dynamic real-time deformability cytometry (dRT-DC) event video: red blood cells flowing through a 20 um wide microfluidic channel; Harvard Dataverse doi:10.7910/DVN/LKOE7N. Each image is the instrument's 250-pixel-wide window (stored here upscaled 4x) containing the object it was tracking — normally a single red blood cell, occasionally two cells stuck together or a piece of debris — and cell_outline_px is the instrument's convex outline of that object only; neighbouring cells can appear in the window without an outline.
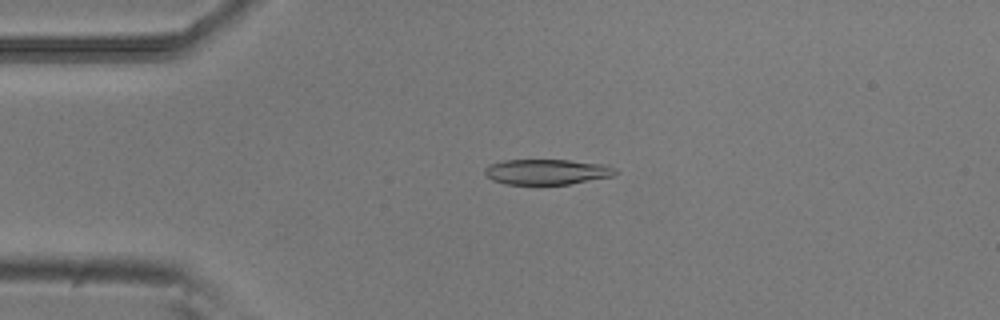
{"species": "common noctule bat (a hibernating species)", "species_latin": "Nyctalus noctula", "temperature_condition": "room temperature", "stored_images_in_passage": 53, "camera_frame_rate_fps": 3000, "um_per_image_px": 0.085, "animal": {"sex": "male", "body_mass_g": 20.5, "forearm_length_mm": 52.5}, "frame": {"image": 1, "passage_image": 12, "time_ms": 3.667, "image_size_px": [1000, 320], "cell_outline_px": [[620, 172], [612, 176], [568, 184], [504, 184], [492, 180], [484, 172], [484, 168], [488, 164], [504, 160], [568, 160], [604, 164], [616, 168]], "centroid_in_image_um": [46.48, 14.6], "position_along_channel_um": 38.5, "area_um2": 19.36}}
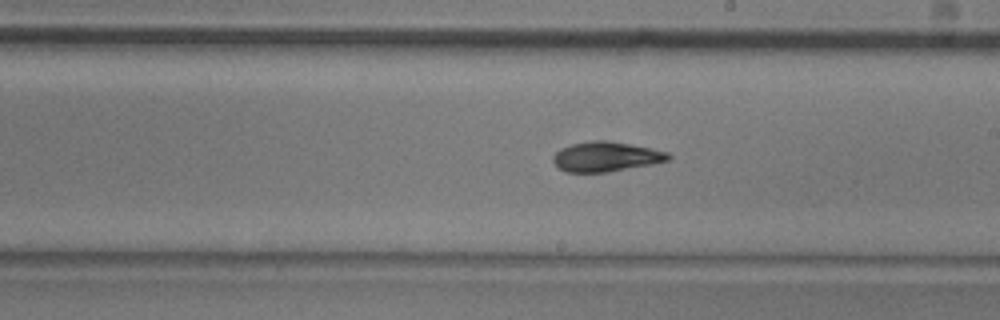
{"frame": {"image": 2, "passage_image": 30, "time_ms": 9.667, "image_size_px": [1000, 320], "cell_outline_px": [[672, 156], [668, 160], [652, 164], [608, 172], [568, 172], [556, 168], [552, 160], [552, 156], [560, 148], [572, 144], [592, 140], [608, 140], [652, 148], [668, 152]], "centroid_in_image_um": [51.48, 13.31], "position_along_channel_um": 237.5, "area_um2": 20.17}}
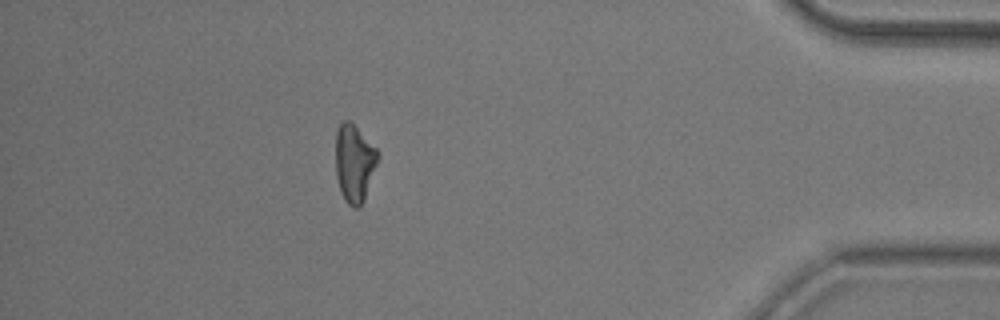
{"frame": {"image": 3, "passage_image": 47, "time_ms": 15.333, "image_size_px": [1000, 320], "cell_outline_px": [[380, 156], [364, 200], [360, 208], [352, 208], [344, 200], [340, 192], [336, 176], [336, 128], [344, 120], [348, 120], [380, 152]], "centroid_in_image_um": [30.12, 13.91], "position_along_channel_um": 405.1, "area_um2": 19.19}, "authors_computed_cell_mechanics": {"area_um2": 19.8254, "velocity_mm_per_s": 3.7958, "shape_relaxation_time_tau1_ms": 4.328, "shape_relaxation_time_tau2_ms": 5.0796, "deformation_change_tau1": 0.1427, "deformation_change_tau2": 0.1266}}